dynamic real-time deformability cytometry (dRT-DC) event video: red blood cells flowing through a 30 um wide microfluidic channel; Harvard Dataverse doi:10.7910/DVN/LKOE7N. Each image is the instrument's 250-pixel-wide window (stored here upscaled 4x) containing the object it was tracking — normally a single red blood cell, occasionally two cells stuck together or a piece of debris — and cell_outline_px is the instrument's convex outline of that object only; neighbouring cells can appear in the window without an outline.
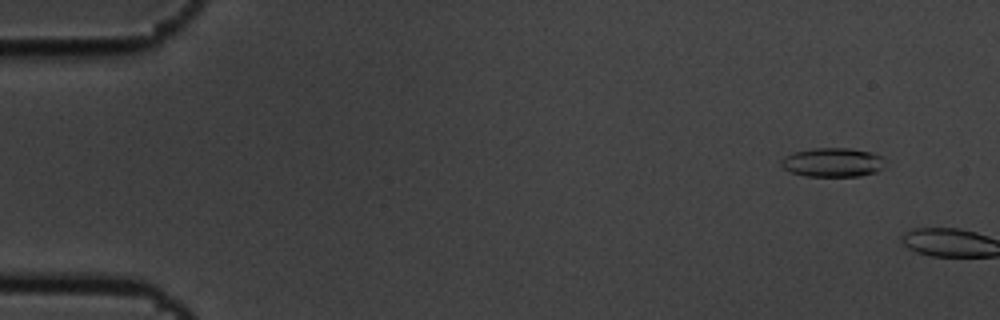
{"species": "common noctule bat (a hibernating species)", "species_latin": "Nyctalus noctula", "temperature_condition": "cold", "stored_images_in_passage": 11, "camera_frame_rate_fps": 3000, "um_per_image_px": 0.085, "animal": {"sex": "male", "body_mass_g": 19.5, "forearm_length_mm": 54.6}, "frame": {"image": 1, "passage_image": 2, "time_ms": 0.333, "image_size_px": [1000, 320], "cell_outline_px": [[884, 156], [880, 168], [876, 172], [860, 176], [804, 176], [792, 172], [784, 168], [780, 164], [780, 160], [784, 156], [792, 152], [812, 148], [848, 148], [872, 152]], "centroid_in_image_um": [70.73, 13.79], "position_along_channel_um": 14.3, "area_um2": 17.63}}
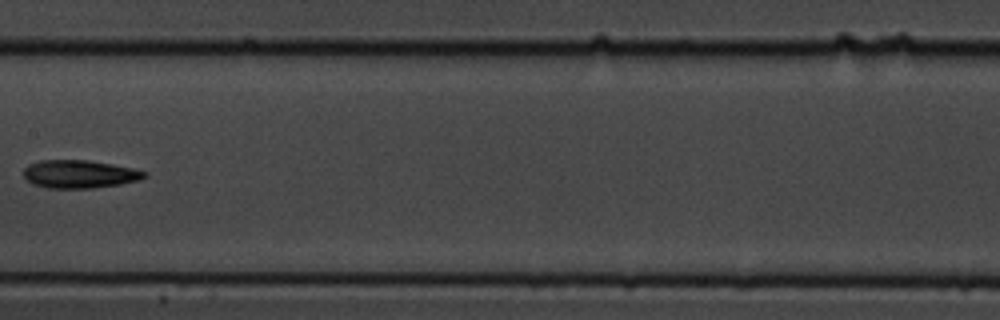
{"frame": {"image": 2, "passage_image": 10, "time_ms": 3.0, "image_size_px": [1000, 320], "cell_outline_px": [[148, 176], [140, 180], [120, 184], [92, 188], [48, 188], [32, 184], [24, 176], [24, 168], [28, 164], [40, 160], [88, 160], [112, 164], [132, 168], [148, 172]], "centroid_in_image_um": [6.77, 14.79], "position_along_channel_um": 200.6, "area_um2": 19.83}}
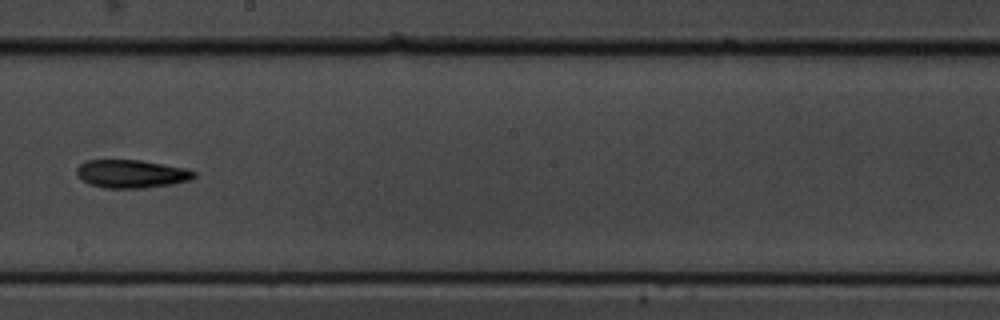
{"frame": {"image": 3, "passage_image": 11, "time_ms": 3.333, "image_size_px": [1000, 320], "cell_outline_px": [[196, 176], [188, 180], [172, 184], [144, 188], [104, 188], [88, 184], [80, 180], [76, 176], [76, 168], [80, 164], [88, 160], [140, 160], [184, 168], [196, 172]], "centroid_in_image_um": [11.11, 14.78], "position_along_channel_um": 237.1, "area_um2": 19.31}}